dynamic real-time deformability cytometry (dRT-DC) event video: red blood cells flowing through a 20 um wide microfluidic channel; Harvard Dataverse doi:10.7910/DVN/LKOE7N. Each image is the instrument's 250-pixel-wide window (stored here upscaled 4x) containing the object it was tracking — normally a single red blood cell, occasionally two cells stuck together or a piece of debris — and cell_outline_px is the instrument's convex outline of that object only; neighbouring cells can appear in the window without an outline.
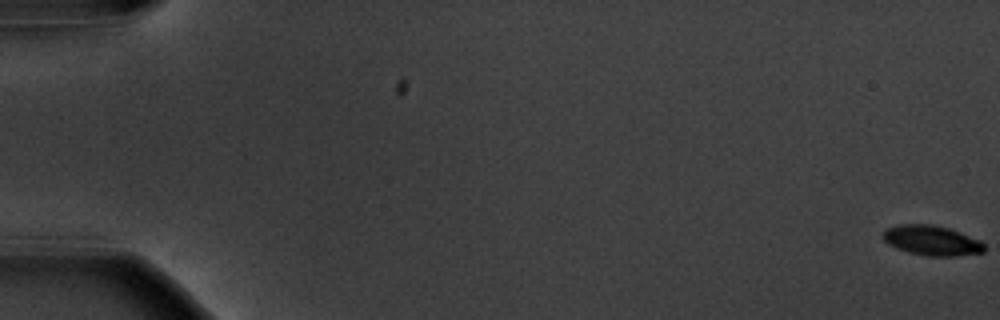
{"species": "common noctule bat (a hibernating species)", "species_latin": "Nyctalus noctula", "temperature_condition": "warm", "stored_images_in_passage": 58, "camera_frame_rate_fps": 3000, "um_per_image_px": 0.085, "animal": {"sex": "male", "body_mass_g": 20.1, "forearm_length_mm": 53.5}, "frame": {"image": 1, "passage_image": 1, "time_ms": 0.0, "image_size_px": [1000, 320], "cell_outline_px": [[984, 252], [956, 256], [928, 256], [908, 252], [896, 248], [888, 244], [880, 236], [884, 228], [900, 224], [932, 224], [948, 228], [960, 232], [980, 240], [984, 244]], "centroid_in_image_um": [79.15, 20.43], "position_along_channel_um": 5.9, "area_um2": 17.86}}
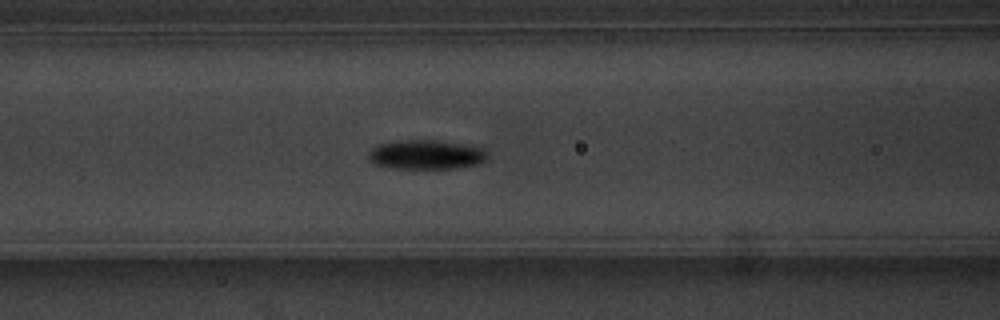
{"frame": {"image": 2, "passage_image": 26, "time_ms": 8.333, "image_size_px": [1000, 320], "cell_outline_px": [[488, 156], [484, 160], [476, 164], [460, 168], [388, 168], [376, 164], [368, 160], [368, 152], [372, 148], [380, 144], [396, 140], [436, 140], [468, 144], [480, 148], [488, 152]], "centroid_in_image_um": [36.2, 13.13], "position_along_channel_um": 130.4, "area_um2": 20.46}}
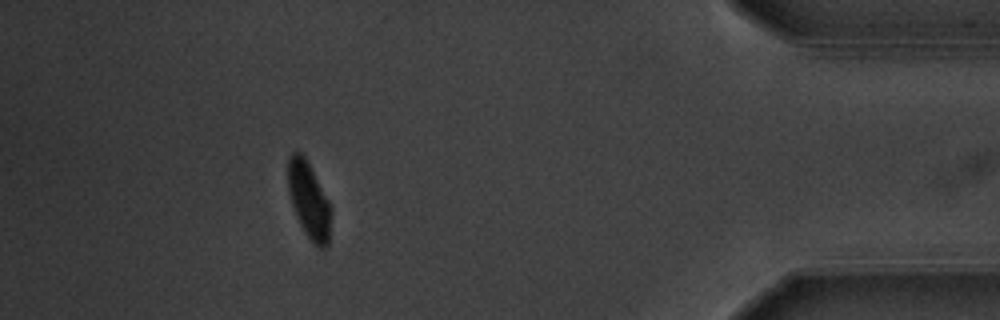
{"frame": {"image": 3, "passage_image": 53, "time_ms": 17.333, "image_size_px": [1000, 320], "cell_outline_px": [[332, 208], [328, 244], [324, 248], [320, 248], [304, 232], [300, 224], [292, 204], [288, 192], [288, 156], [292, 152], [300, 152], [304, 156], [328, 200]], "centroid_in_image_um": [26.25, 17.01], "position_along_channel_um": 409.0, "area_um2": 18.79}, "authors_computed_cell_mechanics": {"area_um2": 19.0162, "velocity_mm_per_s": 3.6149, "shape_relaxation_time_tau1_ms": 1.552, "shape_relaxation_time_tau2_ms": null, "deformation_change_tau1": 0.1293, "deformation_change_tau2": null}}